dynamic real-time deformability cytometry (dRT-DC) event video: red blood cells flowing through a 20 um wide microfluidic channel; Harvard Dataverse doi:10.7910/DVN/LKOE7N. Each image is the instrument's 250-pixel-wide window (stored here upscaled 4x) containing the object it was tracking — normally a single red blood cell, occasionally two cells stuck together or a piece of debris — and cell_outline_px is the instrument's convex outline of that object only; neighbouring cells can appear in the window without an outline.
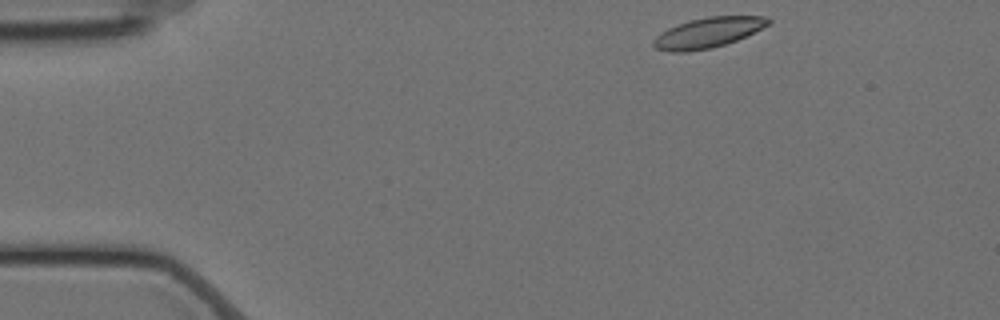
{"species": "Egyptian fruit bat (a non-hibernating species)", "species_latin": "Rousettus aegyptiacus", "temperature_condition": "cold", "stored_images_in_passage": 51, "camera_frame_rate_fps": 3000, "um_per_image_px": 0.085, "animal": {"sex": "female"}, "frame": {"image": 1, "passage_image": 1, "time_ms": 0.0, "image_size_px": [1000, 320], "cell_outline_px": [[772, 24], [736, 40], [712, 48], [688, 52], [672, 52], [656, 48], [652, 44], [652, 40], [660, 32], [668, 28], [692, 20], [708, 16], [768, 16], [772, 20]], "centroid_in_image_um": [60.21, 2.77], "position_along_channel_um": 24.8, "area_um2": 20.23}}
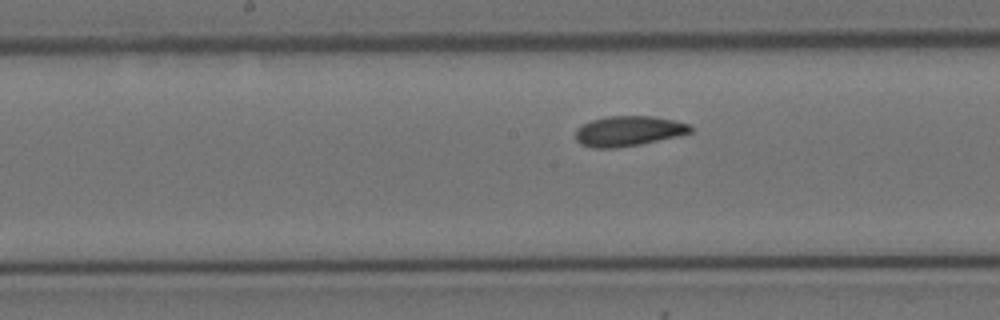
{"frame": {"image": 2, "passage_image": 22, "time_ms": 7.0, "image_size_px": [1000, 320], "cell_outline_px": [[692, 132], [676, 136], [640, 144], [616, 148], [592, 148], [580, 144], [576, 140], [576, 128], [580, 124], [592, 120], [608, 116], [652, 116], [676, 120], [688, 124], [692, 128]], "centroid_in_image_um": [53.38, 11.13], "position_along_channel_um": 194.8, "area_um2": 20.23}}
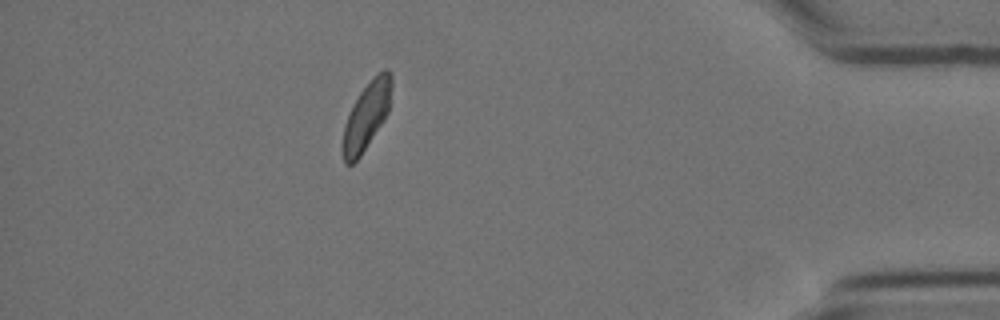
{"frame": {"image": 3, "passage_image": 44, "time_ms": 14.333, "image_size_px": [1000, 320], "cell_outline_px": [[392, 88], [388, 112], [384, 120], [360, 156], [352, 164], [344, 164], [344, 124], [352, 104], [360, 92], [372, 76], [376, 72], [384, 68], [388, 68], [392, 72]], "centroid_in_image_um": [31.2, 9.74], "position_along_channel_um": 404.0, "area_um2": 19.19}, "authors_computed_cell_mechanics": {"area_um2": 20.23, "velocity_mm_per_s": 3.4718, "shape_relaxation_time_tau1_ms": 5.1808, "shape_relaxation_time_tau2_ms": 2.7463, "deformation_change_tau1": 0.1112, "deformation_change_tau2": 0.0553}}